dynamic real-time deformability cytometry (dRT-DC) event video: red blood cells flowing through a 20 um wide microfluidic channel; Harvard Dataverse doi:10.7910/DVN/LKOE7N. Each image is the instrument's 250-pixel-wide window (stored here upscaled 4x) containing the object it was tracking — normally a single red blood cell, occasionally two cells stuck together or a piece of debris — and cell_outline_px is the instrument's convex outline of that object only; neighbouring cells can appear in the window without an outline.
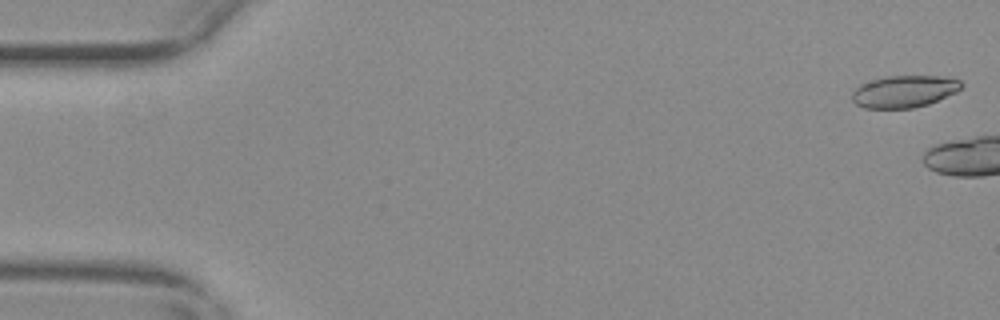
{"species": "common noctule bat (a hibernating species)", "species_latin": "Nyctalus noctula", "temperature_condition": "warm", "stored_images_in_passage": 6, "camera_frame_rate_fps": 3000, "um_per_image_px": 0.085, "animal": {"sex": "female", "body_mass_g": 29.2, "forearm_length_mm": 56.3}, "frame": {"image": 1, "passage_image": 2, "time_ms": 0.333, "image_size_px": [1000, 320], "cell_outline_px": [[964, 84], [956, 92], [928, 104], [912, 108], [864, 108], [856, 104], [852, 100], [852, 92], [860, 84], [872, 80], [888, 76], [940, 76], [960, 80]], "centroid_in_image_um": [76.84, 7.77], "position_along_channel_um": 8.2, "area_um2": 20.29}}